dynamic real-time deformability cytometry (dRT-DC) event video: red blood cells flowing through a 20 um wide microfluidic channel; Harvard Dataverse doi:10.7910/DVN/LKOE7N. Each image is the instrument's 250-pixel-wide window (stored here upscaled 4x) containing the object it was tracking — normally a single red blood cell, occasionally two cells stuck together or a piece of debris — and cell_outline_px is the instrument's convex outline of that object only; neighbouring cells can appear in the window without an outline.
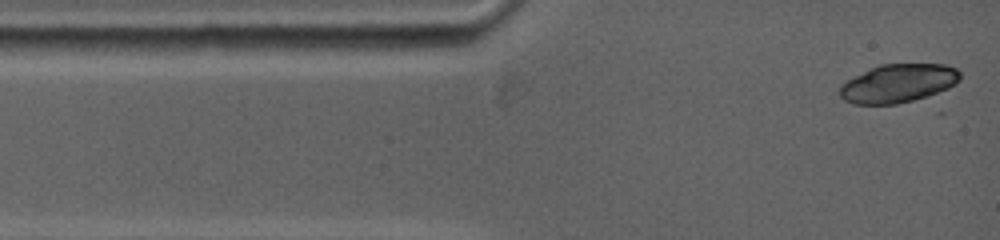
{"species": "common noctule bat (a hibernating species)", "species_latin": "Nyctalus noctula", "temperature_condition": "warm", "stored_images_in_passage": 6, "camera_frame_rate_fps": 5000, "um_per_image_px": 0.085, "animal": {"sex": "female", "body_mass_g": 19.0, "forearm_length_mm": 53.3}, "frame": {"image": 1, "passage_image": 1, "time_ms": 0.0, "image_size_px": [1000, 240], "cell_outline_px": [[960, 80], [956, 84], [948, 88], [912, 100], [896, 104], [852, 104], [844, 100], [840, 96], [840, 84], [844, 80], [880, 64], [944, 64], [956, 68], [960, 72]], "centroid_in_image_um": [76.31, 7.07], "position_along_channel_um": 8.7, "area_um2": 26.93}}